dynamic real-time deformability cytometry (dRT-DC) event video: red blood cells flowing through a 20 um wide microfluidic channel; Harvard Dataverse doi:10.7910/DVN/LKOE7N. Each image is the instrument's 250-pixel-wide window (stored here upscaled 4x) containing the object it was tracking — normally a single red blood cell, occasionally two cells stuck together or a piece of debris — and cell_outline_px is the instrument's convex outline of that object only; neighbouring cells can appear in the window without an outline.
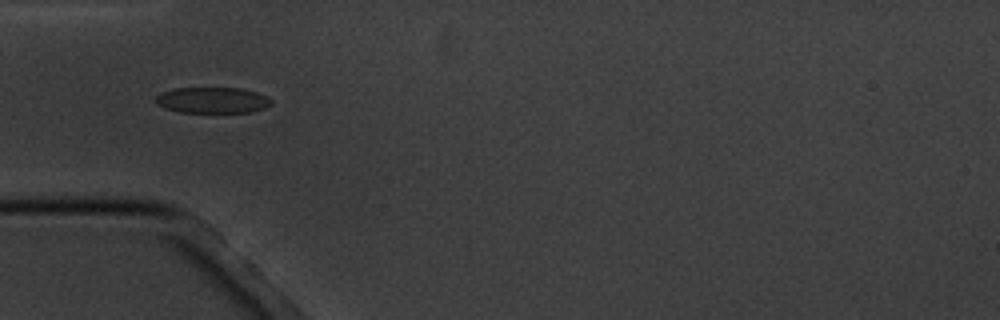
{"species": "common noctule bat (a hibernating species)", "species_latin": "Nyctalus noctula", "temperature_condition": "cold", "stored_images_in_passage": 6, "camera_frame_rate_fps": 3000, "um_per_image_px": 0.085, "animal": {"sex": "male", "body_mass_g": 20.1, "forearm_length_mm": 53.5}, "frame": {"image": 1, "passage_image": 5, "time_ms": 4.667, "image_size_px": [1000, 320], "cell_outline_px": [[272, 104], [264, 108], [252, 112], [180, 112], [164, 108], [156, 104], [156, 96], [160, 92], [172, 88], [240, 88], [256, 92], [272, 100]], "centroid_in_image_um": [18.02, 8.51], "position_along_channel_um": 67.0, "area_um2": 17.51}}
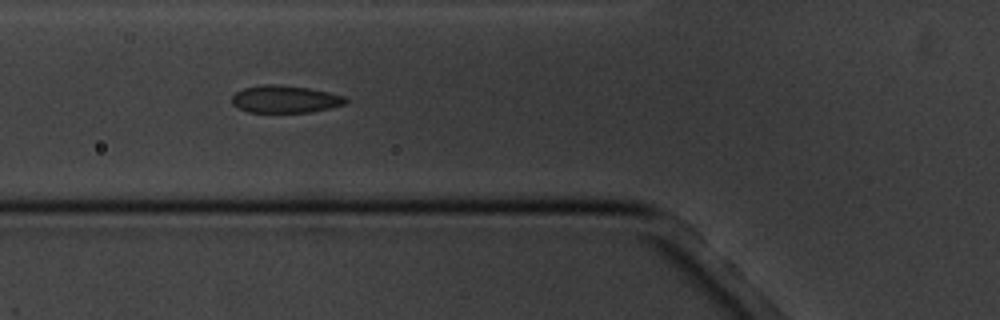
{"frame": {"image": 2, "passage_image": 6, "time_ms": 5.667, "image_size_px": [1000, 320], "cell_outline_px": [[348, 100], [344, 104], [312, 112], [248, 112], [236, 108], [232, 104], [232, 96], [236, 92], [244, 88], [260, 84], [280, 84], [308, 88], [328, 92], [344, 96]], "centroid_in_image_um": [24.18, 8.42], "position_along_channel_um": 101.6, "area_um2": 18.21}}